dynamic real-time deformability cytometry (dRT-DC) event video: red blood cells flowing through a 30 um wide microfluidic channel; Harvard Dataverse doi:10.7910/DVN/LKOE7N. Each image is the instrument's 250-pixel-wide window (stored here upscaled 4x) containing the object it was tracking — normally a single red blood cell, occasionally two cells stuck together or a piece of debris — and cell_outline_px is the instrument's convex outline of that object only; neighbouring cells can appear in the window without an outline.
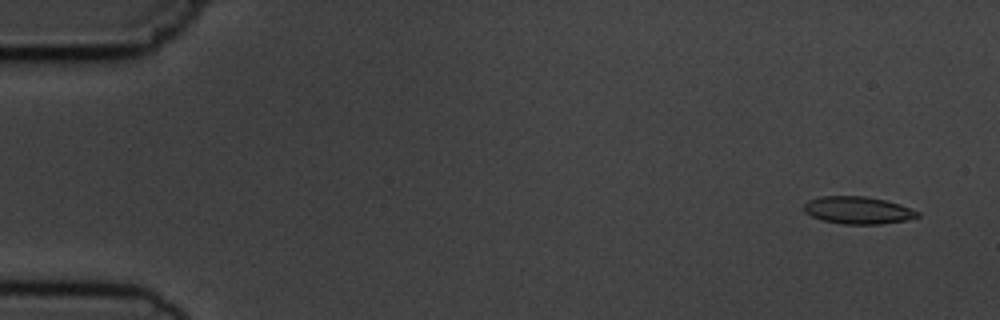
{"species": "common noctule bat (a hibernating species)", "species_latin": "Nyctalus noctula", "temperature_condition": "cold", "stored_images_in_passage": 6, "camera_frame_rate_fps": 3000, "um_per_image_px": 0.085, "animal": {"sex": "male", "body_mass_g": 19.5, "forearm_length_mm": 54.6}, "frame": {"image": 1, "passage_image": 1, "time_ms": 0.0, "image_size_px": [1000, 320], "cell_outline_px": [[920, 216], [904, 220], [880, 224], [844, 224], [820, 220], [804, 212], [804, 204], [808, 200], [820, 196], [868, 196], [900, 204], [920, 212]], "centroid_in_image_um": [72.9, 17.86], "position_along_channel_um": 12.1, "area_um2": 18.15}}
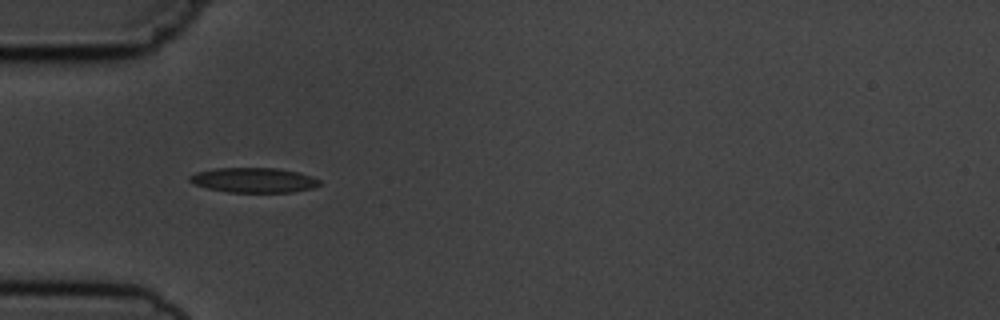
{"frame": {"image": 2, "passage_image": 5, "time_ms": 4.667, "image_size_px": [1000, 320], "cell_outline_px": [[320, 184], [312, 188], [292, 192], [228, 192], [208, 188], [196, 184], [188, 180], [188, 176], [196, 172], [216, 168], [276, 168], [300, 172], [312, 176], [320, 180]], "centroid_in_image_um": [21.58, 15.3], "position_along_channel_um": 63.4, "area_um2": 18.79}}
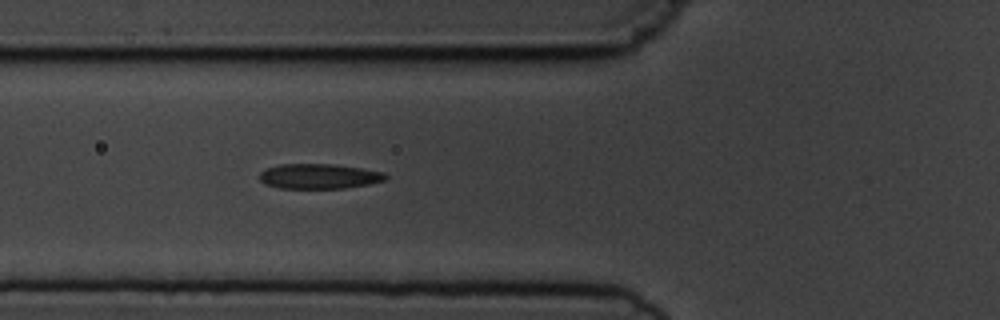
{"frame": {"image": 3, "passage_image": 6, "time_ms": 5.667, "image_size_px": [1000, 320], "cell_outline_px": [[388, 176], [384, 180], [368, 184], [344, 188], [280, 188], [264, 184], [260, 180], [260, 172], [268, 168], [280, 164], [332, 164], [364, 168], [384, 172]], "centroid_in_image_um": [27.12, 14.98], "position_along_channel_um": 98.7, "area_um2": 18.32}}